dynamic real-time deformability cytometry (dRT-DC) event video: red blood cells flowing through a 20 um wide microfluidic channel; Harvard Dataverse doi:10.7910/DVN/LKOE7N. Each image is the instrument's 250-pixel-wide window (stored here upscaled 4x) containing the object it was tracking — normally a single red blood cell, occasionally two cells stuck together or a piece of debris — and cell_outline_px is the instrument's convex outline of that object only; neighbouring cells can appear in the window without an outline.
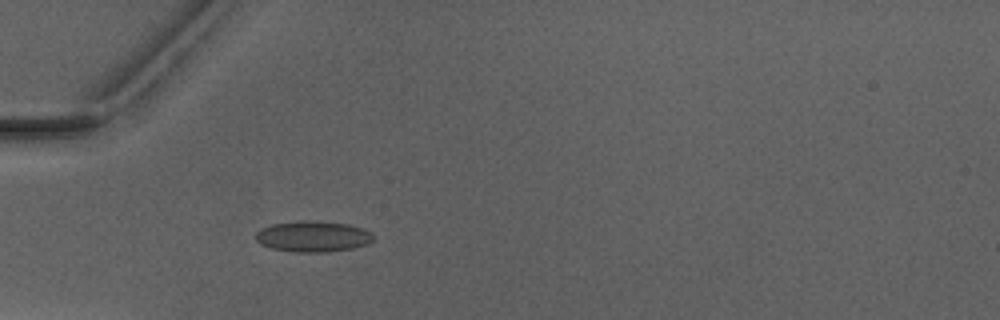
{"species": "Egyptian fruit bat (a non-hibernating species)", "species_latin": "Rousettus aegyptiacus", "temperature_condition": "warm", "stored_images_in_passage": 4, "camera_frame_rate_fps": 3000, "um_per_image_px": 0.085, "animal": {"sex": "male"}, "frame": {"image": 1, "passage_image": 4, "time_ms": 4.333, "image_size_px": [1000, 320], "cell_outline_px": [[372, 240], [368, 244], [352, 248], [324, 252], [296, 252], [272, 248], [260, 244], [256, 240], [256, 232], [272, 224], [304, 220], [312, 220], [348, 224], [364, 228], [372, 232]], "centroid_in_image_um": [26.62, 20.09], "position_along_channel_um": 58.4, "area_um2": 21.1}}